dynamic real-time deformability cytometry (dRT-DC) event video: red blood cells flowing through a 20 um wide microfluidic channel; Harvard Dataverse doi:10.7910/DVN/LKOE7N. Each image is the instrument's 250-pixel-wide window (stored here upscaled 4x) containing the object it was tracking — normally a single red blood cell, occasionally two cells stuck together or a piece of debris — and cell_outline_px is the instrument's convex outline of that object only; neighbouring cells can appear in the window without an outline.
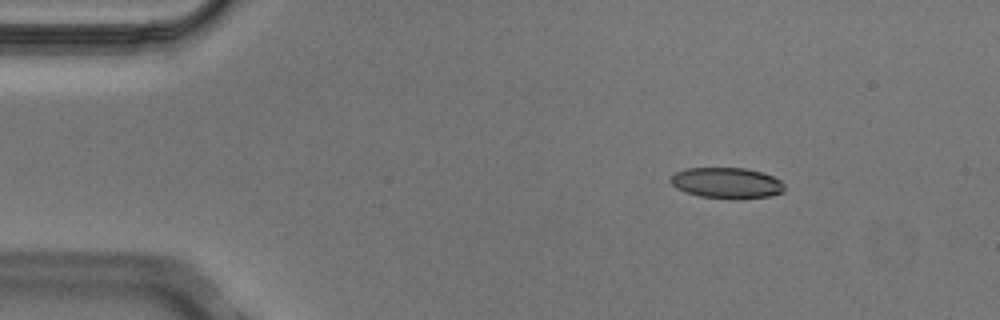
{"species": "Egyptian fruit bat (a non-hibernating species)", "species_latin": "Rousettus aegyptiacus", "temperature_condition": "cold", "stored_images_in_passage": 4, "camera_frame_rate_fps": 3000, "um_per_image_px": 0.085, "animal": {"sex": "male"}, "frame": {"image": 1, "passage_image": 3, "time_ms": 0.667, "image_size_px": [1000, 320], "cell_outline_px": [[784, 192], [772, 196], [700, 196], [676, 188], [668, 180], [676, 172], [684, 168], [744, 168], [760, 172], [772, 176], [780, 180], [784, 184]], "centroid_in_image_um": [61.75, 15.5], "position_along_channel_um": 23.3, "area_um2": 19.59}}